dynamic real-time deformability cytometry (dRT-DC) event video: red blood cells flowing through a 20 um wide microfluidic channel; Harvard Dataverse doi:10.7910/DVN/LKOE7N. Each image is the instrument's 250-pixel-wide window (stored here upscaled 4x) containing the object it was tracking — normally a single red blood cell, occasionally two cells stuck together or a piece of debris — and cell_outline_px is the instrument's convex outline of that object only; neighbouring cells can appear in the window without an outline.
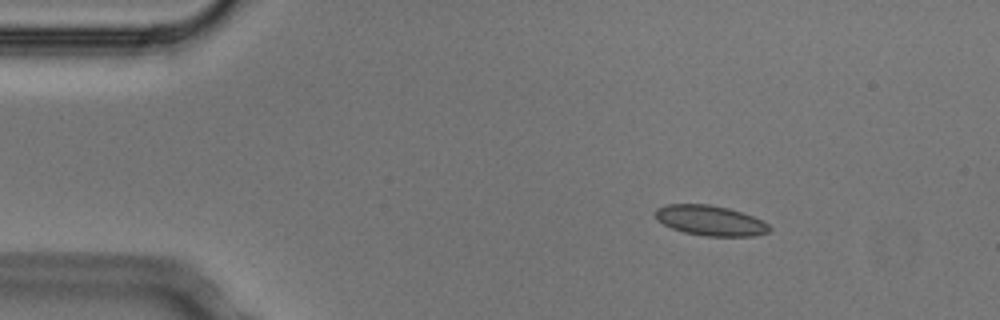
{"species": "Egyptian fruit bat (a non-hibernating species)", "species_latin": "Rousettus aegyptiacus", "temperature_condition": "cold", "stored_images_in_passage": 3, "camera_frame_rate_fps": 3000, "um_per_image_px": 0.085, "animal": {"sex": "male"}, "frame": {"image": 1, "passage_image": 1, "time_ms": 0.0, "image_size_px": [1000, 320], "cell_outline_px": [[772, 228], [768, 232], [752, 236], [704, 236], [684, 232], [672, 228], [656, 220], [656, 208], [668, 204], [708, 204], [728, 208], [752, 216], [768, 224]], "centroid_in_image_um": [60.36, 18.74], "position_along_channel_um": 24.6, "area_um2": 19.88}}